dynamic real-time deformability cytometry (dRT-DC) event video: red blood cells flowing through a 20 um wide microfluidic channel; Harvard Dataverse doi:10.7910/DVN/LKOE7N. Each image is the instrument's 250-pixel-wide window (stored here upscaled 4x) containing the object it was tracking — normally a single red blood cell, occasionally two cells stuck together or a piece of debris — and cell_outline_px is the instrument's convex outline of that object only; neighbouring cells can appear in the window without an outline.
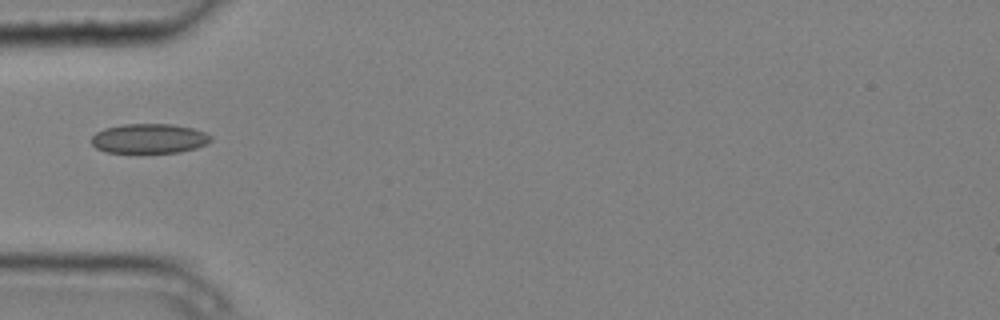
{"species": "common noctule bat (a hibernating species)", "species_latin": "Nyctalus noctula", "temperature_condition": "cold", "stored_images_in_passage": 5, "camera_frame_rate_fps": 3000, "um_per_image_px": 0.085, "animal": {"sex": "male", "body_mass_g": 20.4}, "frame": {"image": 1, "passage_image": 5, "time_ms": 1.333, "image_size_px": [1000, 320], "cell_outline_px": [[212, 140], [208, 144], [196, 148], [180, 152], [104, 152], [96, 148], [92, 144], [92, 136], [96, 132], [104, 128], [124, 124], [172, 124], [192, 128], [204, 132], [212, 136]], "centroid_in_image_um": [12.69, 11.77], "position_along_channel_um": 72.3, "area_um2": 20.63}}